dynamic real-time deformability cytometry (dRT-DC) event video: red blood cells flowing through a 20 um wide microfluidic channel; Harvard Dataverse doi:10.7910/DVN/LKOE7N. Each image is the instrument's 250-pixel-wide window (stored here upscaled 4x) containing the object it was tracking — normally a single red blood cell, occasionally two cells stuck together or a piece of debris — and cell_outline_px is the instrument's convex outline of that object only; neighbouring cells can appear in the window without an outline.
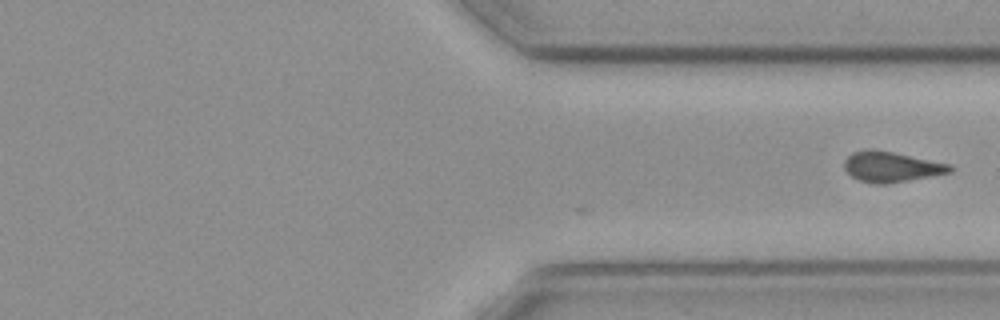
{"species": "common noctule bat (a hibernating species)", "species_latin": "Nyctalus noctula", "temperature_condition": "cold", "stored_images_in_passage": 22, "camera_frame_rate_fps": 3000, "um_per_image_px": 0.085, "animal": {"sex": "female", "body_mass_g": 19.3, "forearm_length_mm": 54.1}, "frame": {"image": 1, "passage_image": 22, "time_ms": 7.0, "image_size_px": [1000, 320], "cell_outline_px": [[956, 168], [952, 172], [932, 176], [884, 184], [872, 184], [860, 180], [852, 176], [844, 168], [844, 160], [852, 152], [892, 152], [952, 164]], "centroid_in_image_um": [75.84, 14.22], "position_along_channel_um": 335.6, "area_um2": 18.21}}